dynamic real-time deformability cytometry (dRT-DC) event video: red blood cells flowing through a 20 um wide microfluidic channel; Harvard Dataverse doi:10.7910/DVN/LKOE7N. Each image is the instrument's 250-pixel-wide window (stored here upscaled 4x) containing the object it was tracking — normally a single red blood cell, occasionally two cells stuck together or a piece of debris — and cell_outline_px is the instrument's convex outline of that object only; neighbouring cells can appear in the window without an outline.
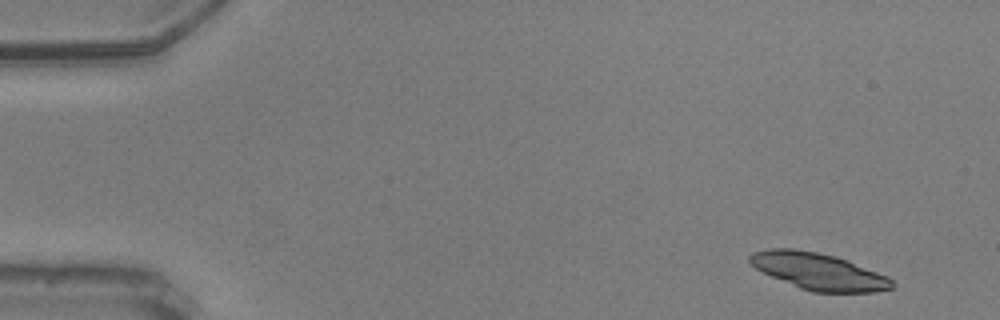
{"species": "common noctule bat (a hibernating species)", "species_latin": "Nyctalus noctula", "temperature_condition": "warm", "stored_images_in_passage": 53, "segment_of_instrument_passage": [1, 2], "camera_frame_rate_fps": 3000, "um_per_image_px": 0.085, "animal": {"sex": "male", "body_mass_g": 20.5, "forearm_length_mm": 52.5}, "frame": {"image": 1, "passage_image": 1, "time_ms": 0.0, "image_size_px": [1000, 320], "cell_outline_px": [[888, 288], [860, 292], [824, 292], [808, 288], [776, 276], [760, 268], [764, 252], [808, 252], [828, 256], [840, 260], [880, 276]], "centroid_in_image_um": [69.75, 23.16], "position_along_channel_um": 15.3, "area_um2": 24.33}}